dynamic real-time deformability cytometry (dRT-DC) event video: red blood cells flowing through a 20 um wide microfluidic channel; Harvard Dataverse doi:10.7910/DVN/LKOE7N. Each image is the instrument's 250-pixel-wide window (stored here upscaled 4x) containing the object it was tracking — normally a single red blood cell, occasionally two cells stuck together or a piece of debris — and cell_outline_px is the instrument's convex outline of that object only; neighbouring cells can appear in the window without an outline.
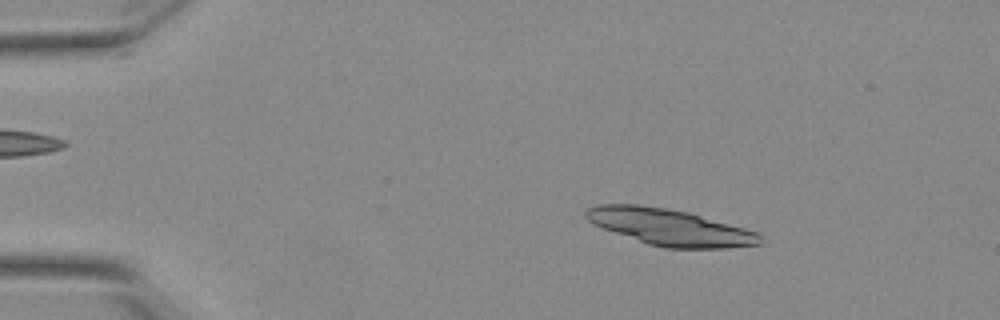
{"species": "Egyptian fruit bat (a non-hibernating species)", "species_latin": "Rousettus aegyptiacus", "temperature_condition": "warm", "stored_images_in_passage": 23, "camera_frame_rate_fps": 3000, "um_per_image_px": 0.085, "animal": {"sex": "female"}, "frame": {"image": 1, "passage_image": 8, "time_ms": 2.333, "image_size_px": [1000, 320], "cell_outline_px": [[760, 244], [728, 248], [664, 248], [648, 244], [604, 228], [588, 220], [584, 216], [584, 212], [588, 208], [600, 204], [640, 204], [668, 208], [688, 212], [760, 232]], "centroid_in_image_um": [56.95, 19.3], "position_along_channel_um": 28.0, "area_um2": 36.82}}